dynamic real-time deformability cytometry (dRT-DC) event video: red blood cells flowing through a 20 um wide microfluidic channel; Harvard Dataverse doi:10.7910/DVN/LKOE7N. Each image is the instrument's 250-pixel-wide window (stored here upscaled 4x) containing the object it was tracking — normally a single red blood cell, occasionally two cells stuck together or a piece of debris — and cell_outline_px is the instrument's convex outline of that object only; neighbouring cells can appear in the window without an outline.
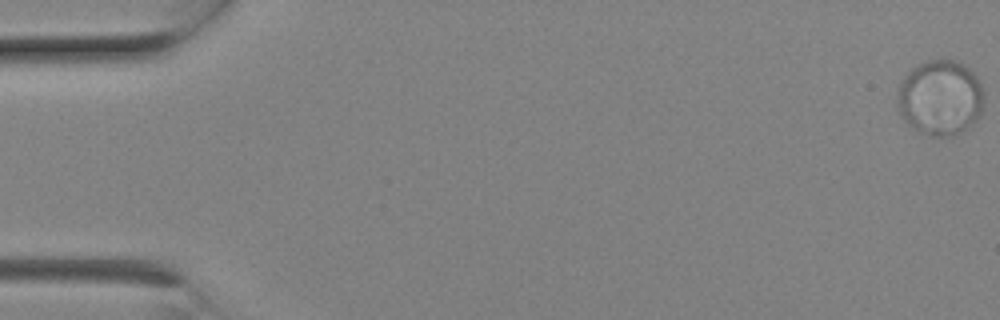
{"species": "Egyptian fruit bat (a non-hibernating species)", "species_latin": "Rousettus aegyptiacus", "temperature_condition": "room temperature", "stored_images_in_passage": 10, "camera_frame_rate_fps": 3000, "um_per_image_px": 0.085, "animal": {"sex": "female"}, "frame": {"image": 1, "passage_image": 1, "time_ms": 0.0, "image_size_px": [1000, 320], "cell_outline_px": [[984, 100], [980, 116], [968, 128], [948, 136], [932, 136], [920, 132], [912, 128], [904, 120], [900, 112], [896, 100], [896, 92], [904, 76], [916, 64], [928, 60], [952, 60], [964, 64], [976, 76], [984, 92]], "centroid_in_image_um": [79.91, 8.3], "position_along_channel_um": 5.1, "area_um2": 38.21}}
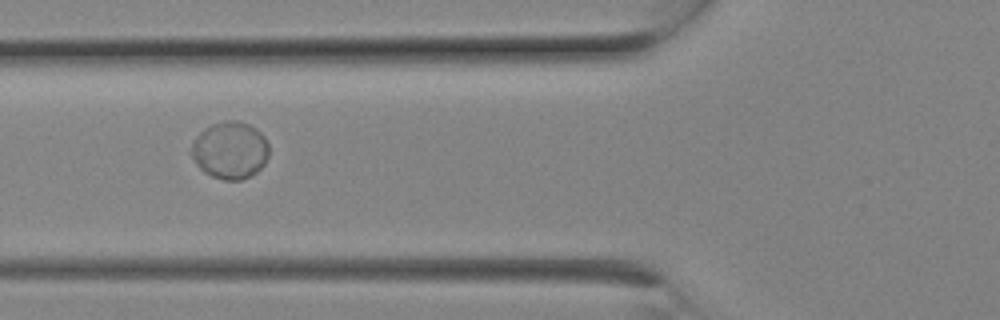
{"frame": {"image": 2, "passage_image": 9, "time_ms": 2.667, "image_size_px": [1000, 320], "cell_outline_px": [[268, 156], [264, 164], [256, 172], [240, 180], [224, 180], [212, 176], [204, 172], [196, 164], [188, 152], [196, 136], [204, 128], [212, 124], [224, 120], [236, 120], [248, 124], [256, 128], [264, 136], [268, 144]], "centroid_in_image_um": [19.52, 12.76], "position_along_channel_um": 106.3, "area_um2": 26.07}}
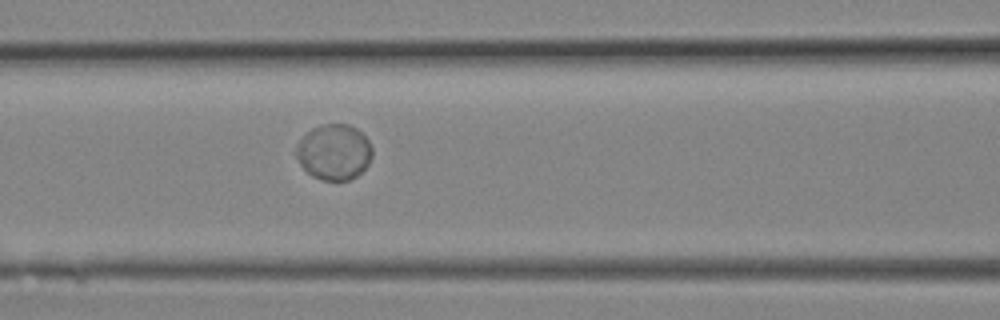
{"frame": {"image": 3, "passage_image": 10, "time_ms": 3.0, "image_size_px": [1000, 320], "cell_outline_px": [[372, 156], [368, 164], [356, 176], [348, 180], [324, 180], [312, 176], [300, 164], [296, 156], [296, 144], [312, 128], [324, 124], [348, 124], [356, 128], [368, 140], [372, 148]], "centroid_in_image_um": [28.39, 12.92], "position_along_channel_um": 138.2, "area_um2": 24.45}}